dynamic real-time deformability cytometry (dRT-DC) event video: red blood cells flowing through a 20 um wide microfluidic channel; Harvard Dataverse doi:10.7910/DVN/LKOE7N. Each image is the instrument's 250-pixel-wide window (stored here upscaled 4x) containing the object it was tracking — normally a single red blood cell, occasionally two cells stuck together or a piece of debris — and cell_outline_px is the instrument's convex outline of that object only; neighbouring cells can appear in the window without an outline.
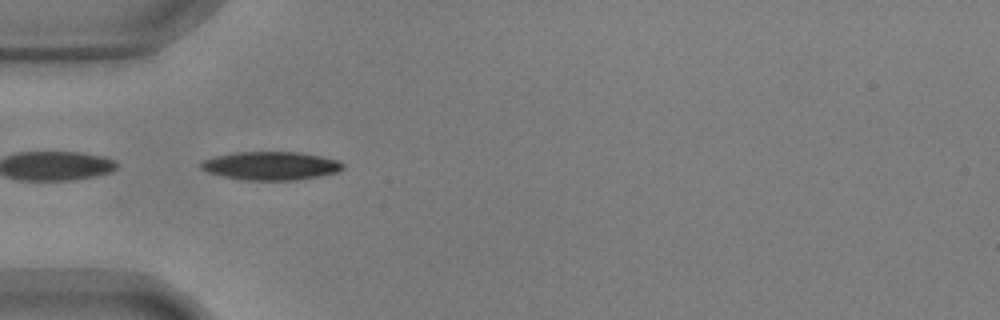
{"species": "common noctule bat (a hibernating species)", "species_latin": "Nyctalus noctula", "temperature_condition": "warm", "stored_images_in_passage": 39, "camera_frame_rate_fps": 3000, "um_per_image_px": 0.085, "animal": {"sex": "male", "body_mass_g": 17.9, "forearm_length_mm": 54.2}, "frame": {"image": 1, "passage_image": 1, "time_ms": 0.0, "image_size_px": [1000, 320], "cell_outline_px": [[344, 168], [336, 172], [320, 176], [296, 180], [240, 180], [208, 172], [200, 168], [200, 164], [204, 160], [216, 156], [232, 152], [300, 152], [340, 160], [344, 164]], "centroid_in_image_um": [23.04, 14.09], "position_along_channel_um": 62.0, "area_um2": 23.52}}
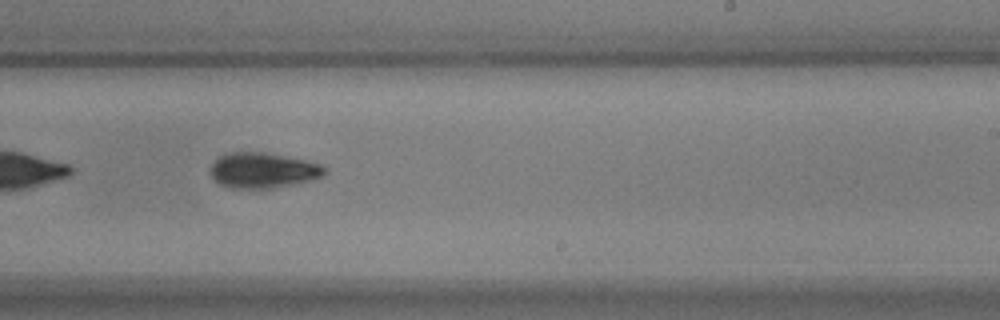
{"frame": {"image": 2, "passage_image": 18, "time_ms": 5.667, "image_size_px": [1000, 320], "cell_outline_px": [[328, 172], [324, 176], [312, 180], [276, 188], [232, 188], [220, 184], [212, 176], [212, 164], [224, 152], [264, 152], [324, 164], [328, 168]], "centroid_in_image_um": [22.43, 14.48], "position_along_channel_um": 266.6, "area_um2": 23.7}}
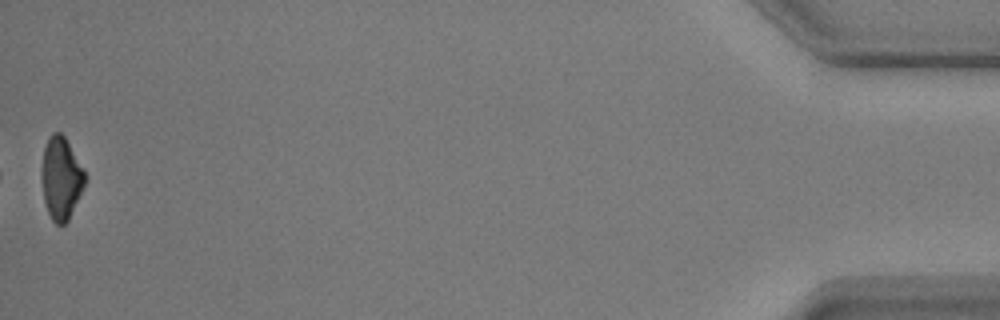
{"frame": {"image": 3, "passage_image": 39, "time_ms": 12.667, "image_size_px": [1000, 320], "cell_outline_px": [[88, 176], [68, 220], [64, 224], [56, 224], [52, 220], [48, 212], [44, 200], [40, 176], [40, 172], [44, 148], [48, 136], [52, 132], [60, 132], [64, 136], [84, 168]], "centroid_in_image_um": [5.18, 15.11], "position_along_channel_um": 430.0, "area_um2": 20.98}, "authors_computed_cell_mechanics": {"area_um2": 23.0044, "velocity_mm_per_s": 3.6409, "shape_relaxation_time_tau1_ms": 4.4011, "shape_relaxation_time_tau2_ms": 6.7801, "deformation_change_tau1": 0.1574, "deformation_change_tau2": 0.1156}}